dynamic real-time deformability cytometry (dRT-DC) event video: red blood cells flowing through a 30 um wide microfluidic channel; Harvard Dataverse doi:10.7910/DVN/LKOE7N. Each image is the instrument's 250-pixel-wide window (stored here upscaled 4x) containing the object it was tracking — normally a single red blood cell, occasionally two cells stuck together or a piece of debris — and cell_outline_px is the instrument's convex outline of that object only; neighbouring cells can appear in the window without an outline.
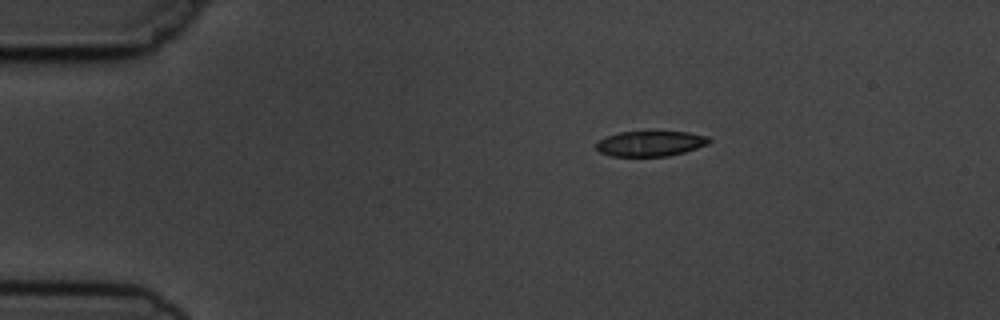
{"species": "common noctule bat (a hibernating species)", "species_latin": "Nyctalus noctula", "temperature_condition": "cold", "stored_images_in_passage": 9, "camera_frame_rate_fps": 3000, "um_per_image_px": 0.085, "animal": {"sex": "male", "body_mass_g": 19.5, "forearm_length_mm": 54.6}, "frame": {"image": 1, "passage_image": 1, "time_ms": 0.0, "image_size_px": [1000, 320], "cell_outline_px": [[712, 140], [708, 144], [684, 152], [668, 156], [612, 156], [600, 152], [596, 148], [596, 144], [600, 140], [608, 136], [620, 132], [688, 132], [708, 136]], "centroid_in_image_um": [55.31, 12.2], "position_along_channel_um": 29.7, "area_um2": 16.47}}
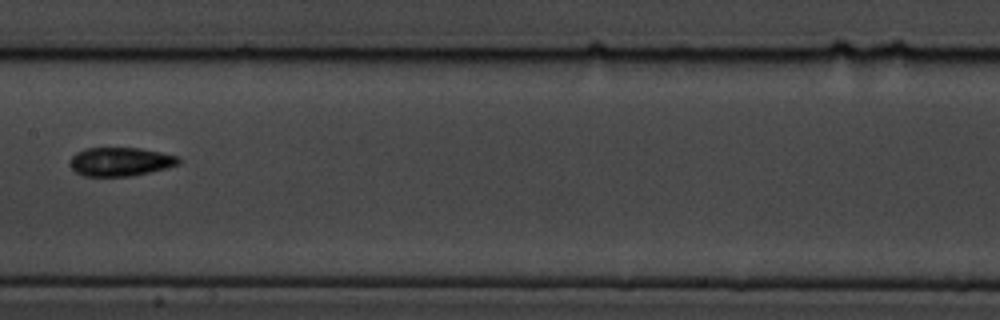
{"frame": {"image": 2, "passage_image": 6, "time_ms": 6.0, "image_size_px": [1000, 320], "cell_outline_px": [[180, 164], [168, 168], [132, 176], [84, 176], [76, 172], [68, 164], [72, 156], [76, 152], [84, 148], [140, 148], [180, 156]], "centroid_in_image_um": [10.24, 13.74], "position_along_channel_um": 197.2, "area_um2": 18.38}}
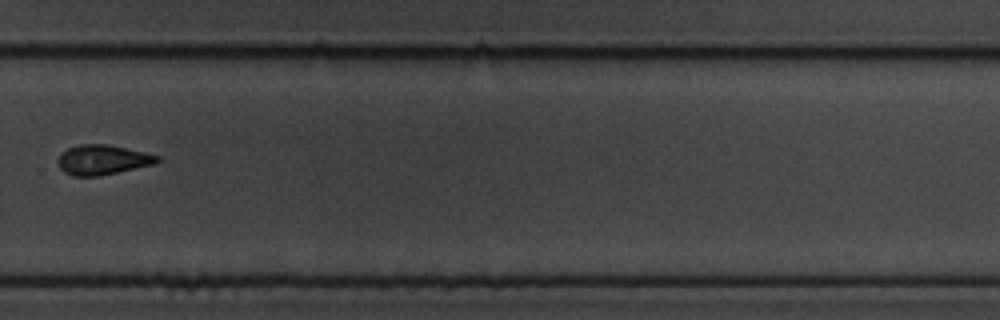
{"frame": {"image": 3, "passage_image": 9, "time_ms": 9.333, "image_size_px": [1000, 320], "cell_outline_px": [[160, 160], [156, 164], [100, 176], [72, 176], [64, 172], [60, 168], [56, 160], [68, 148], [80, 144], [108, 144], [144, 152], [160, 156]], "centroid_in_image_um": [8.74, 13.59], "position_along_channel_um": 321.1, "area_um2": 17.34}}